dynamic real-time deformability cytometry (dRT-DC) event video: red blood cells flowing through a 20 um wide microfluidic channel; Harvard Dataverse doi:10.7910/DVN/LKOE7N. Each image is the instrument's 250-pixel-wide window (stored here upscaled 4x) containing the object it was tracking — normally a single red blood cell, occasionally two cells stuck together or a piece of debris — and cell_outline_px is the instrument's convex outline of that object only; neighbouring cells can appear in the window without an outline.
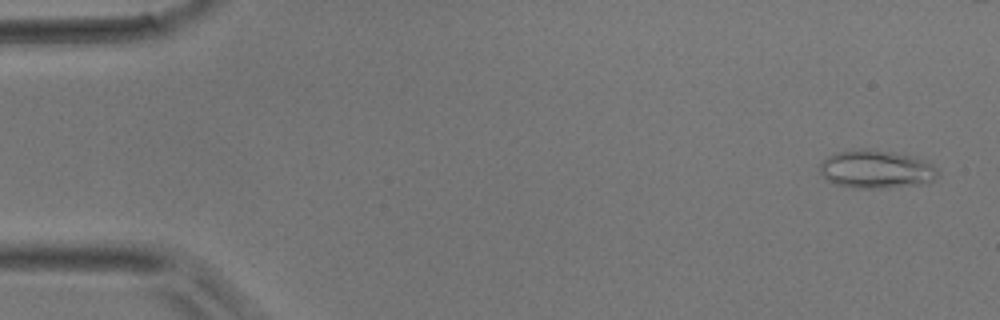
{"species": "common noctule bat (a hibernating species)", "species_latin": "Nyctalus noctula", "temperature_condition": "room temperature", "stored_images_in_passage": 46, "camera_frame_rate_fps": 3000, "um_per_image_px": 0.085, "animal": {"sex": "male", "body_mass_g": 17.9}, "frame": {"image": 1, "passage_image": 2, "time_ms": 0.333, "image_size_px": [1000, 320], "cell_outline_px": [[936, 176], [928, 184], [880, 188], [856, 188], [832, 184], [820, 172], [820, 164], [828, 156], [836, 152], [860, 148], [872, 148], [912, 156], [924, 160], [932, 164], [936, 168]], "centroid_in_image_um": [74.46, 14.38], "position_along_channel_um": 10.5, "area_um2": 26.41}}
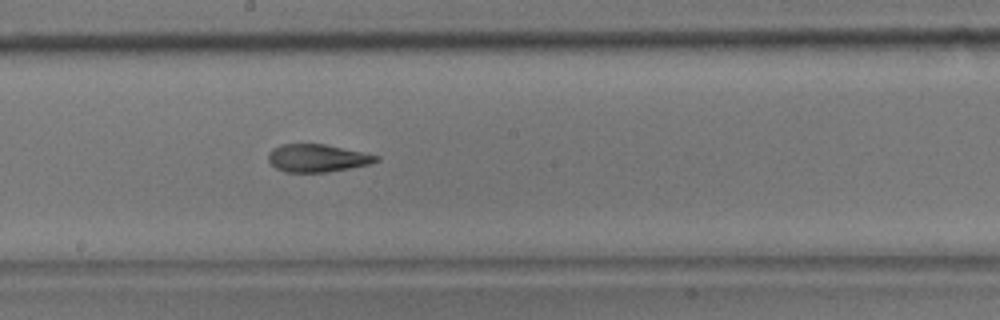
{"frame": {"image": 2, "passage_image": 26, "time_ms": 8.333, "image_size_px": [1000, 320], "cell_outline_px": [[380, 160], [368, 164], [348, 168], [324, 172], [284, 172], [276, 168], [268, 160], [268, 152], [272, 148], [284, 144], [324, 144], [380, 156]], "centroid_in_image_um": [26.93, 13.43], "position_along_channel_um": 221.3, "area_um2": 17.22}}
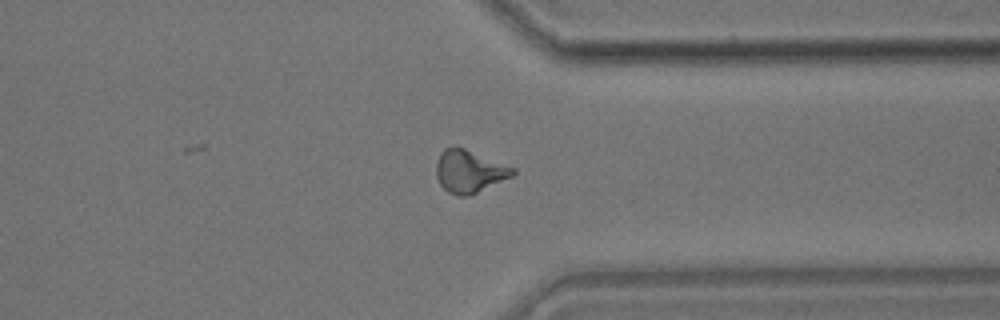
{"frame": {"image": 3, "passage_image": 37, "time_ms": 12.0, "image_size_px": [1000, 320], "cell_outline_px": [[516, 172], [512, 176], [468, 196], [456, 196], [448, 192], [440, 184], [436, 176], [436, 160], [440, 152], [444, 148], [452, 144], [456, 144], [516, 168]], "centroid_in_image_um": [39.86, 14.52], "position_along_channel_um": 371.5, "area_um2": 19.36}}